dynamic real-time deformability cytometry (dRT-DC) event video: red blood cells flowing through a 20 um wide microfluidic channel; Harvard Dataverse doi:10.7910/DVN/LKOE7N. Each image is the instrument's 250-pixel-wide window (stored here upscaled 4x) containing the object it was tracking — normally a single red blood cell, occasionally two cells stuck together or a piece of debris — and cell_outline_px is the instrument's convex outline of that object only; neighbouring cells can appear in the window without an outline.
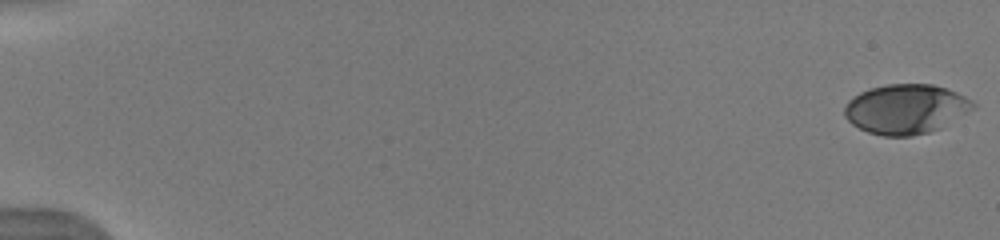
{"species": "human", "species_latin": "Homo sapiens", "temperature_condition": "warm", "stored_images_in_passage": 8, "camera_frame_rate_fps": 3000, "um_per_image_px": 0.085, "donor": {"sex": "male"}, "frame": {"image": 1, "passage_image": 1, "time_ms": 0.0, "image_size_px": [1000, 240], "cell_outline_px": [[976, 104], [972, 108], [936, 128], [928, 132], [912, 136], [884, 136], [868, 132], [852, 124], [844, 116], [844, 108], [848, 100], [860, 92], [872, 88], [888, 84], [932, 84], [956, 92], [964, 96]], "centroid_in_image_um": [76.91, 9.26], "position_along_channel_um": 8.1, "area_um2": 36.36}}
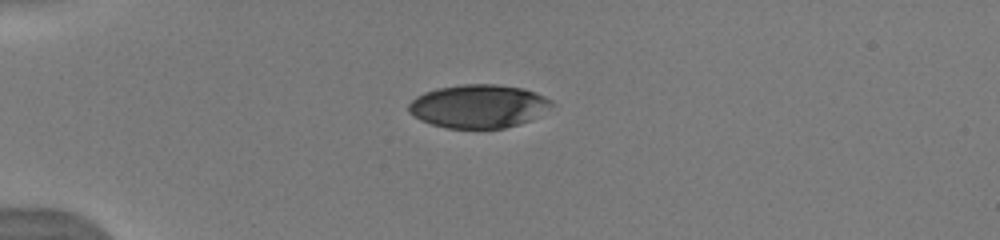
{"frame": {"image": 2, "passage_image": 6, "time_ms": 4.667, "image_size_px": [1000, 240], "cell_outline_px": [[556, 104], [528, 120], [520, 124], [504, 128], [448, 128], [432, 124], [420, 120], [408, 112], [408, 104], [416, 96], [424, 92], [436, 88], [464, 84], [496, 84], [524, 88], [536, 92], [552, 100]], "centroid_in_image_um": [40.66, 9.01], "position_along_channel_um": 44.3, "area_um2": 36.18}}